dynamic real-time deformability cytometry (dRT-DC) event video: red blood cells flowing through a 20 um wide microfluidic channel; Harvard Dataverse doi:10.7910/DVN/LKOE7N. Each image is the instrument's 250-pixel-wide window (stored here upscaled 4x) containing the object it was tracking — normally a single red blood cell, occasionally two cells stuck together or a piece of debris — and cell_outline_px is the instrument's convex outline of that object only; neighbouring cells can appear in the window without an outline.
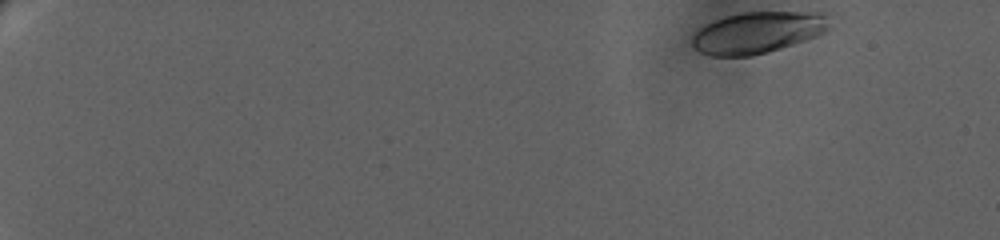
{"species": "human", "species_latin": "Homo sapiens", "temperature_condition": "warm", "stored_images_in_passage": 42, "camera_frame_rate_fps": 3000, "um_per_image_px": 0.085, "donor": {"sex": "female"}, "frame": {"image": 1, "passage_image": 1, "time_ms": 0.0, "image_size_px": [1000, 240], "cell_outline_px": [[828, 28], [824, 32], [816, 36], [768, 52], [752, 56], [712, 56], [700, 52], [692, 44], [692, 36], [704, 24], [728, 16], [744, 12], [820, 12], [824, 16], [828, 24]], "centroid_in_image_um": [64.36, 2.77], "position_along_channel_um": 20.6, "area_um2": 32.71}}
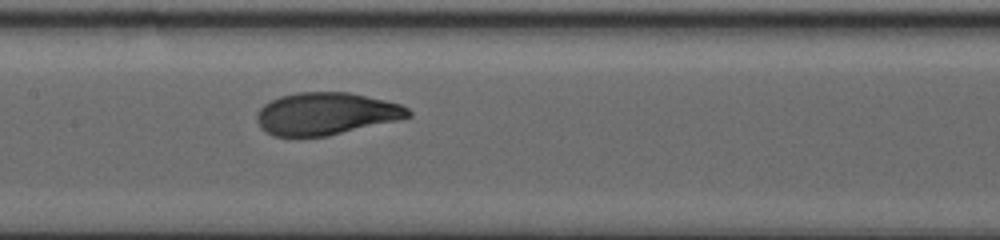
{"frame": {"image": 2, "passage_image": 24, "time_ms": 11.333, "image_size_px": [1000, 240], "cell_outline_px": [[412, 116], [404, 120], [328, 136], [272, 136], [264, 132], [260, 128], [256, 120], [256, 112], [264, 104], [280, 96], [296, 92], [348, 92], [384, 100], [400, 104], [408, 108], [412, 112]], "centroid_in_image_um": [27.74, 9.68], "position_along_channel_um": 179.7, "area_um2": 37.92}}
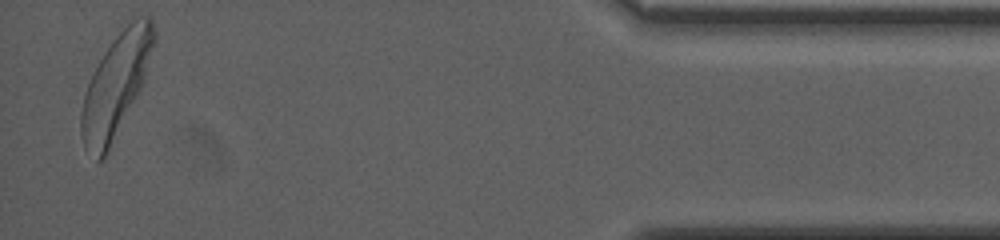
{"frame": {"image": 3, "passage_image": 42, "time_ms": 21.333, "image_size_px": [1000, 240], "cell_outline_px": [[156, 40], [144, 80], [104, 160], [96, 160], [84, 148], [80, 136], [80, 112], [84, 96], [88, 84], [104, 52], [116, 36], [136, 16], [152, 16], [156, 28]], "centroid_in_image_um": [9.86, 7.26], "position_along_channel_um": 425.3, "area_um2": 43.06}, "authors_computed_cell_mechanics": {"area_um2": 37.57, "velocity_mm_per_s": 3.0089, "shape_relaxation_time_tau1_ms": 4.1242, "shape_relaxation_time_tau2_ms": null, "deformation_change_tau1": 0.1714, "deformation_change_tau2": null}}